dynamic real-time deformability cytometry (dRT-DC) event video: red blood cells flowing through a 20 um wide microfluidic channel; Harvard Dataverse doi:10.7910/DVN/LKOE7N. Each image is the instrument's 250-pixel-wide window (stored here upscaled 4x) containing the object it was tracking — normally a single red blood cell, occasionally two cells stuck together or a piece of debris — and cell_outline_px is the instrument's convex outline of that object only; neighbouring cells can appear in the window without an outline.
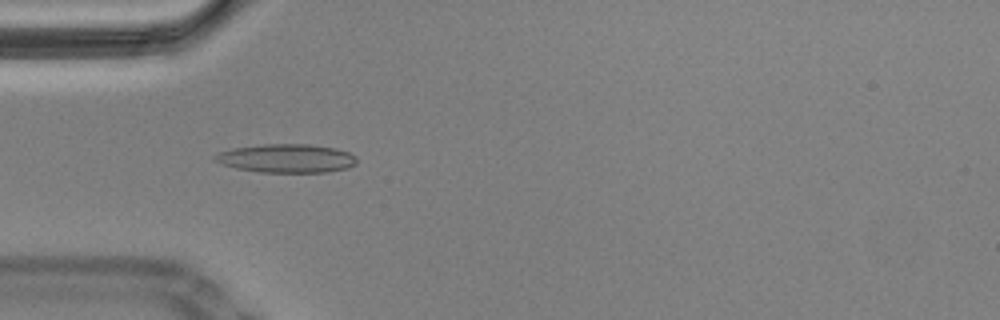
{"species": "Egyptian fruit bat (a non-hibernating species)", "species_latin": "Rousettus aegyptiacus", "temperature_condition": "cold", "stored_images_in_passage": 50, "camera_frame_rate_fps": 3000, "um_per_image_px": 0.085, "animal": {"sex": "male"}, "frame": {"image": 1, "passage_image": 15, "time_ms": 4.667, "image_size_px": [1000, 320], "cell_outline_px": [[356, 164], [348, 168], [324, 172], [260, 172], [236, 168], [212, 160], [212, 156], [220, 152], [232, 148], [264, 144], [308, 144], [336, 148], [348, 152], [356, 156]], "centroid_in_image_um": [24.35, 13.45], "position_along_channel_um": 60.6, "area_um2": 23.64}}
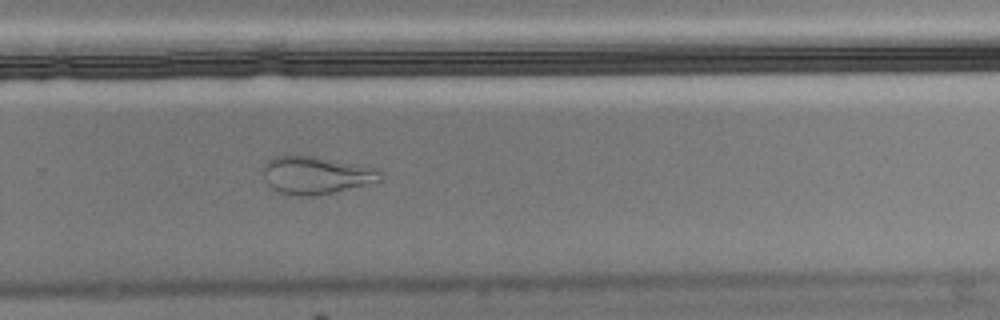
{"frame": {"image": 2, "passage_image": 36, "time_ms": 11.667, "image_size_px": [1000, 320], "cell_outline_px": [[384, 176], [380, 180], [316, 196], [300, 196], [276, 192], [268, 184], [264, 176], [264, 164], [272, 156], [312, 156], [376, 168]], "centroid_in_image_um": [26.81, 14.89], "position_along_channel_um": 303.0, "area_um2": 25.26}, "authors_computed_cell_mechanics": {"area_um2": 21.5883, "velocity_mm_per_s": 3.4881, "shape_relaxation_time_tau1_ms": null, "shape_relaxation_time_tau2_ms": 2.3688, "deformation_change_tau1": null, "deformation_change_tau2": 0.0996}}